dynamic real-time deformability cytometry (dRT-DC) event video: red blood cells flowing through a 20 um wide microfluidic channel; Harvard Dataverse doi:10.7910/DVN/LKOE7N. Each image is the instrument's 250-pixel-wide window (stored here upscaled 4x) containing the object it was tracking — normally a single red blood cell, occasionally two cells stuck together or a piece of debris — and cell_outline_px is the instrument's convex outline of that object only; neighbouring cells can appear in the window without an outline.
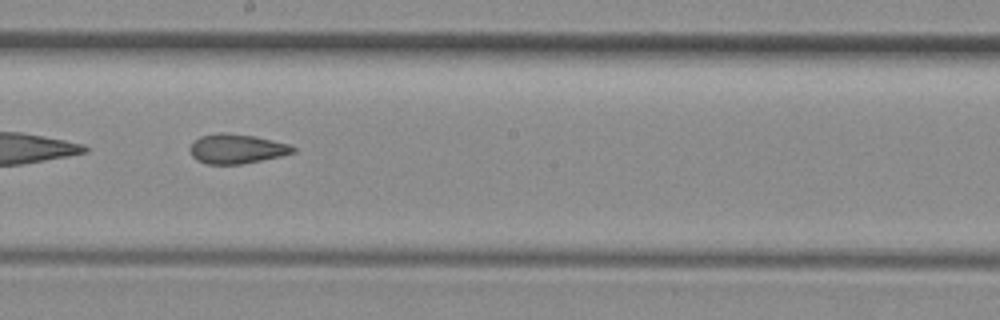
{"species": "common noctule bat (a hibernating species)", "species_latin": "Nyctalus noctula", "temperature_condition": "room temperature", "stored_images_in_passage": 15, "camera_frame_rate_fps": 3000, "um_per_image_px": 0.085, "animal": {"sex": "female", "body_mass_g": 29.2, "forearm_length_mm": 56.3}, "frame": {"image": 1, "passage_image": 12, "time_ms": 3.667, "image_size_px": [1000, 320], "cell_outline_px": [[296, 152], [280, 156], [240, 164], [208, 164], [196, 160], [192, 156], [188, 148], [200, 136], [220, 132], [228, 132], [256, 136], [288, 144], [296, 148]], "centroid_in_image_um": [20.1, 12.64], "position_along_channel_um": 228.1, "area_um2": 17.74}}